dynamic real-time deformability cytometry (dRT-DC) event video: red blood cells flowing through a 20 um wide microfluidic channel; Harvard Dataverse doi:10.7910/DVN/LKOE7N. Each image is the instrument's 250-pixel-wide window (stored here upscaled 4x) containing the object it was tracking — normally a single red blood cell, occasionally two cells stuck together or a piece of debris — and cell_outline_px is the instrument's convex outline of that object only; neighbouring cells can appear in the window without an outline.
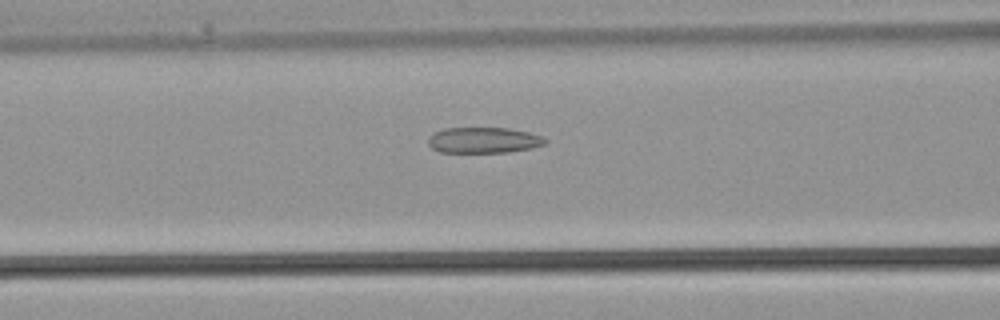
{"species": "common noctule bat (a hibernating species)", "species_latin": "Nyctalus noctula", "temperature_condition": "warm", "stored_images_in_passage": 26, "camera_frame_rate_fps": 3000, "um_per_image_px": 0.085, "animal": {"sex": "male", "body_mass_g": 21.5, "forearm_length_mm": 52.0}, "frame": {"image": 1, "passage_image": 5, "time_ms": 1.333, "image_size_px": [1000, 320], "cell_outline_px": [[548, 140], [544, 144], [532, 148], [508, 152], [440, 152], [432, 148], [428, 144], [428, 140], [436, 132], [444, 128], [508, 128], [528, 132], [544, 136]], "centroid_in_image_um": [41.15, 11.91], "position_along_channel_um": 125.4, "area_um2": 17.51}}
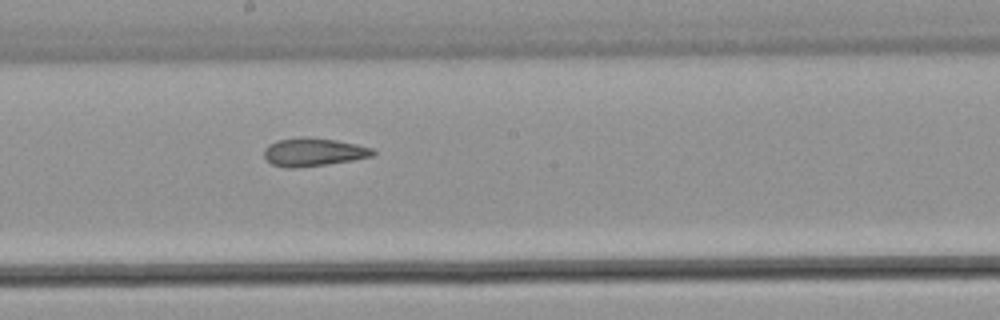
{"frame": {"image": 2, "passage_image": 10, "time_ms": 3.0, "image_size_px": [1000, 320], "cell_outline_px": [[376, 152], [372, 156], [352, 160], [324, 164], [292, 168], [288, 168], [272, 164], [264, 156], [264, 148], [268, 144], [276, 140], [336, 140], [356, 144], [372, 148]], "centroid_in_image_um": [26.65, 12.96], "position_along_channel_um": 221.6, "area_um2": 16.88}}
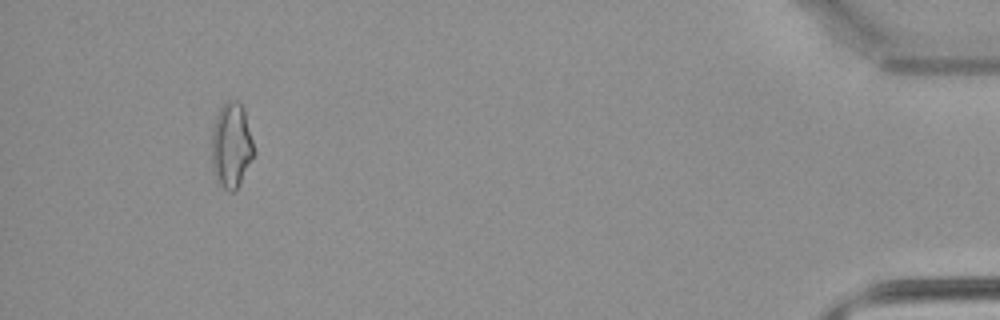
{"frame": {"image": 3, "passage_image": 24, "time_ms": 7.667, "image_size_px": [1000, 320], "cell_outline_px": [[256, 152], [236, 188], [232, 192], [228, 192], [220, 184], [212, 168], [212, 128], [216, 116], [224, 100], [240, 100], [244, 108]], "centroid_in_image_um": [19.67, 12.28], "position_along_channel_um": 415.5, "area_um2": 21.04}}